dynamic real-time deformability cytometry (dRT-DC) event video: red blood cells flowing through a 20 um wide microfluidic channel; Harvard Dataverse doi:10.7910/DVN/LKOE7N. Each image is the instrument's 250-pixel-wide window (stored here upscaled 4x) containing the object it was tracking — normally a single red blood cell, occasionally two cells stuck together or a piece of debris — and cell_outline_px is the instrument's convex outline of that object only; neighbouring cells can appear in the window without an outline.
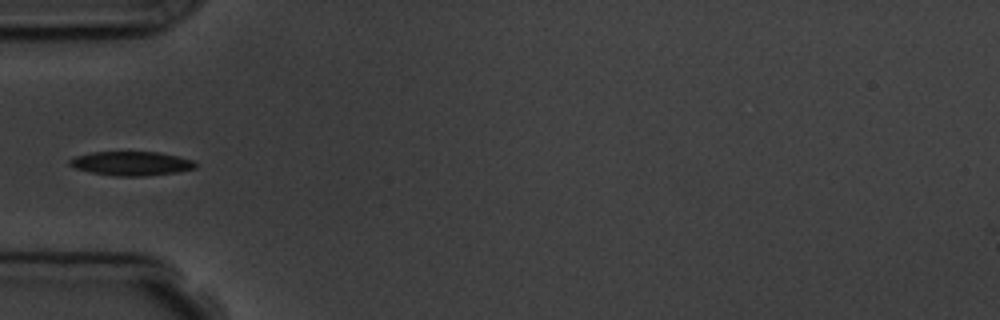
{"species": "common noctule bat (a hibernating species)", "species_latin": "Nyctalus noctula", "temperature_condition": "room temperature", "stored_images_in_passage": 4, "camera_frame_rate_fps": 3000, "um_per_image_px": 0.085, "animal": {"sex": "male", "body_mass_g": 19.5, "forearm_length_mm": 54.6}, "frame": {"image": 1, "passage_image": 1, "time_ms": 0.0, "image_size_px": [1000, 320], "cell_outline_px": [[196, 168], [176, 172], [144, 176], [116, 176], [92, 172], [76, 168], [68, 164], [68, 160], [76, 156], [92, 152], [160, 152], [196, 160]], "centroid_in_image_um": [11.2, 13.89], "position_along_channel_um": 73.8, "area_um2": 17.63}}